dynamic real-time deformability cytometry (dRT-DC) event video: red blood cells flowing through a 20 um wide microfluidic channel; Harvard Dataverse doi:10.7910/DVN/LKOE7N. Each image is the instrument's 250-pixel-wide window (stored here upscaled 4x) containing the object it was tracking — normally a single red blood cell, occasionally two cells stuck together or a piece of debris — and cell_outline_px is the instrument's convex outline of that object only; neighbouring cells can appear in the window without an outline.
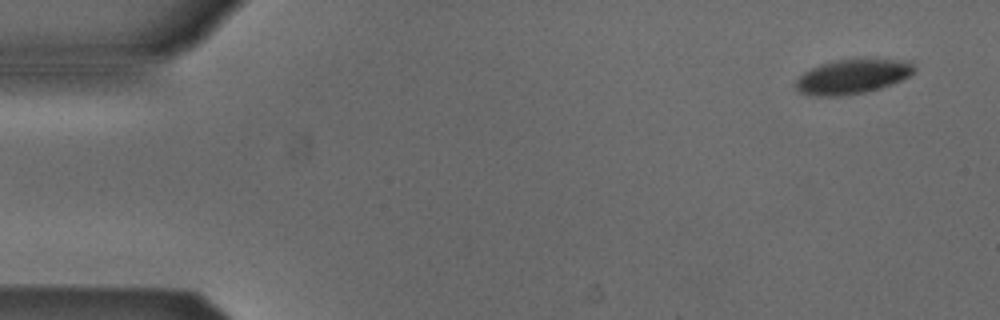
{"species": "Egyptian fruit bat (a non-hibernating species)", "species_latin": "Rousettus aegyptiacus", "temperature_condition": "cold", "stored_images_in_passage": 16, "camera_frame_rate_fps": 3000, "um_per_image_px": 0.085, "animal": {"sex": "male"}, "frame": {"image": 1, "passage_image": 1, "time_ms": 0.0, "image_size_px": [1000, 320], "cell_outline_px": [[912, 72], [908, 76], [900, 80], [880, 88], [864, 92], [840, 96], [816, 96], [800, 92], [796, 88], [796, 80], [804, 72], [820, 64], [836, 60], [908, 60], [912, 64]], "centroid_in_image_um": [72.4, 6.52], "position_along_channel_um": 12.6, "area_um2": 23.18}}
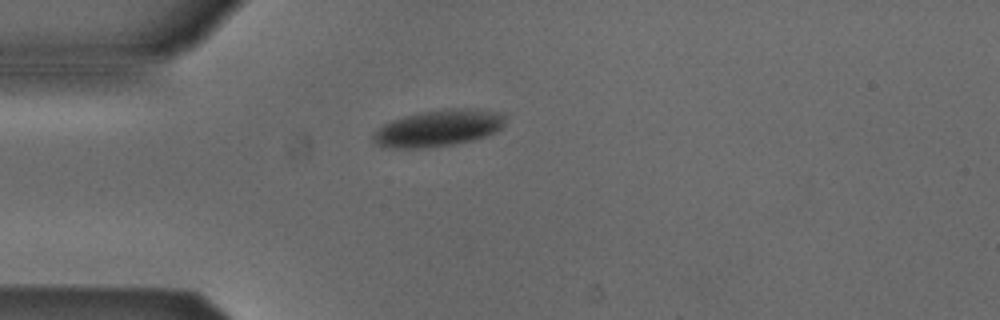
{"frame": {"image": 2, "passage_image": 12, "time_ms": 3.667, "image_size_px": [1000, 320], "cell_outline_px": [[504, 124], [500, 128], [484, 136], [472, 140], [456, 144], [428, 148], [388, 148], [376, 144], [372, 140], [372, 136], [384, 124], [392, 120], [404, 116], [444, 108], [472, 108], [504, 112]], "centroid_in_image_um": [37.27, 10.89], "position_along_channel_um": 47.7, "area_um2": 28.15}}